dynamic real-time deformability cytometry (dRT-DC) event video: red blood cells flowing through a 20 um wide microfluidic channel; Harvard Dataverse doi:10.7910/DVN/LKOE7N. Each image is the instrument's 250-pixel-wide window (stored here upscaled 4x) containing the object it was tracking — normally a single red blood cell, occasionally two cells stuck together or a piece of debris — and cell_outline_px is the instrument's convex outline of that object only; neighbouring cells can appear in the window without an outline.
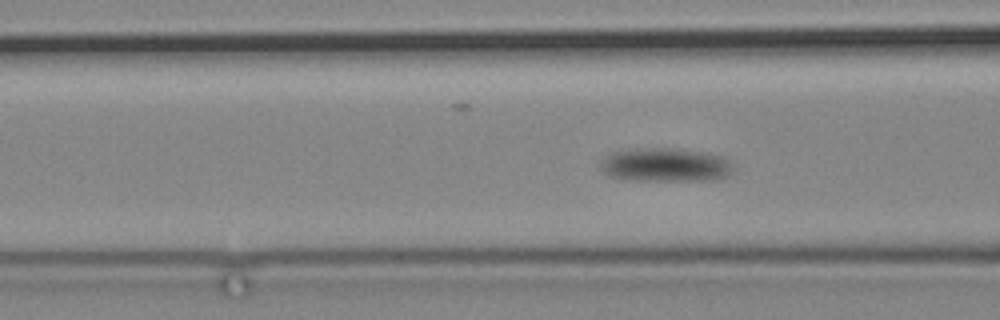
{"species": "common noctule bat (a hibernating species)", "species_latin": "Nyctalus noctula", "temperature_condition": "cold", "stored_images_in_passage": 52, "camera_frame_rate_fps": 3000, "um_per_image_px": 0.085, "animal": {"sex": "male", "body_mass_g": 19.2, "forearm_length_mm": 51.8}, "frame": {"image": 1, "passage_image": 17, "time_ms": 5.333, "image_size_px": [1000, 320], "cell_outline_px": [[732, 168], [724, 176], [712, 180], [632, 180], [608, 176], [600, 168], [604, 160], [608, 156], [616, 152], [644, 148], [668, 148], [704, 152], [724, 156]], "centroid_in_image_um": [56.56, 14.02], "position_along_channel_um": 110.0, "area_um2": 25.37}}
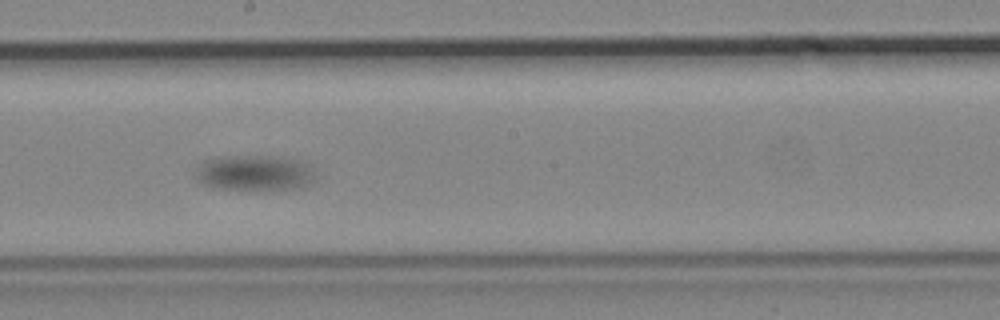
{"frame": {"image": 2, "passage_image": 31, "time_ms": 10.0, "image_size_px": [1000, 320], "cell_outline_px": [[316, 180], [308, 184], [296, 188], [264, 192], [256, 192], [216, 188], [204, 184], [196, 176], [196, 172], [200, 164], [204, 160], [224, 156], [260, 156], [296, 160], [308, 168]], "centroid_in_image_um": [21.57, 14.76], "position_along_channel_um": 226.6, "area_um2": 24.8}}
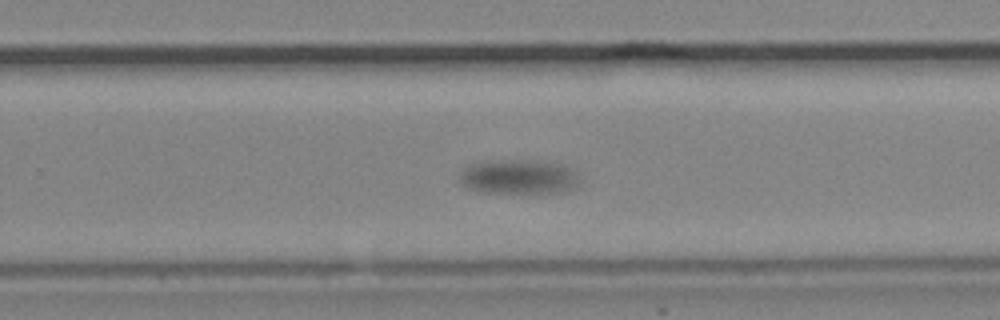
{"frame": {"image": 3, "passage_image": 38, "time_ms": 12.333, "image_size_px": [1000, 320], "cell_outline_px": [[576, 184], [572, 188], [560, 192], [488, 192], [468, 188], [460, 184], [460, 172], [468, 164], [480, 160], [528, 160], [556, 164], [568, 168], [576, 172]], "centroid_in_image_um": [43.96, 15.01], "position_along_channel_um": 285.8, "area_um2": 23.7}}